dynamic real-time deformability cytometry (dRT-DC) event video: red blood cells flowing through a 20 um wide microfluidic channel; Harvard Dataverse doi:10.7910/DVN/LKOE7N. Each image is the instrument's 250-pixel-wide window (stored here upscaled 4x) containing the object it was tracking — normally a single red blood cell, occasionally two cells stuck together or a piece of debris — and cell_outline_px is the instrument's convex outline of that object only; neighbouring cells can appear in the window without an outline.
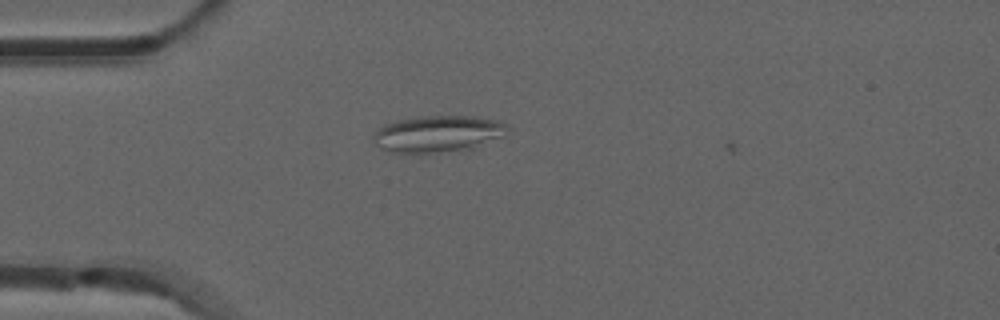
{"species": "common noctule bat (a hibernating species)", "species_latin": "Nyctalus noctula", "temperature_condition": "room temperature", "stored_images_in_passage": 3, "camera_frame_rate_fps": 3000, "um_per_image_px": 0.085, "animal": {"sex": "male", "forearm_length_mm": 52.5}, "frame": {"image": 1, "passage_image": 2, "time_ms": 0.333, "image_size_px": [1000, 320], "cell_outline_px": [[508, 132], [504, 136], [472, 148], [440, 152], [392, 152], [380, 148], [372, 140], [372, 136], [384, 124], [396, 120], [416, 116], [472, 116], [500, 120], [508, 128]], "centroid_in_image_um": [37.22, 11.35], "position_along_channel_um": 47.8, "area_um2": 28.55}}